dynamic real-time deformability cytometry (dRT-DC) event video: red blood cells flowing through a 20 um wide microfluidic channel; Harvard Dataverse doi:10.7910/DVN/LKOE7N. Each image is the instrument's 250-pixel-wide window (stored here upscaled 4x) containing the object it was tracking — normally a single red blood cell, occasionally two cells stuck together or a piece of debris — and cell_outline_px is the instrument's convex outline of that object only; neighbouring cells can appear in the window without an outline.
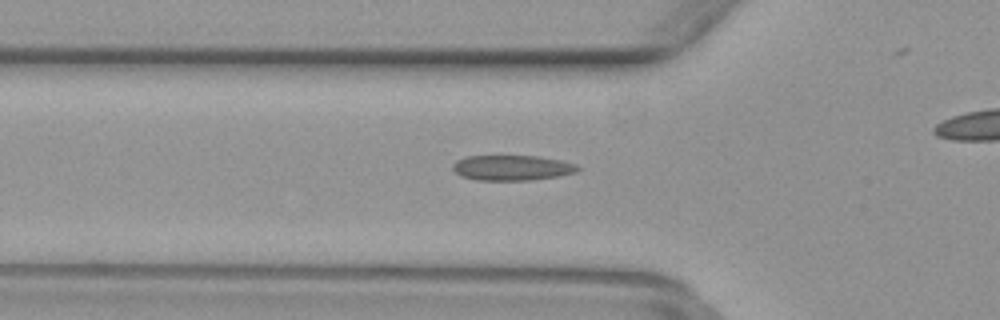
{"species": "common noctule bat (a hibernating species)", "species_latin": "Nyctalus noctula", "temperature_condition": "warm", "stored_images_in_passage": 6, "camera_frame_rate_fps": 3000, "um_per_image_px": 0.085, "animal": {"sex": "female", "body_mass_g": 29.2, "forearm_length_mm": 56.3}, "frame": {"image": 1, "passage_image": 6, "time_ms": 1.667, "image_size_px": [1000, 320], "cell_outline_px": [[580, 168], [576, 172], [560, 176], [532, 180], [476, 180], [460, 176], [452, 168], [452, 164], [456, 160], [464, 156], [540, 156], [560, 160], [576, 164]], "centroid_in_image_um": [43.51, 14.26], "position_along_channel_um": 82.3, "area_um2": 18.55}}